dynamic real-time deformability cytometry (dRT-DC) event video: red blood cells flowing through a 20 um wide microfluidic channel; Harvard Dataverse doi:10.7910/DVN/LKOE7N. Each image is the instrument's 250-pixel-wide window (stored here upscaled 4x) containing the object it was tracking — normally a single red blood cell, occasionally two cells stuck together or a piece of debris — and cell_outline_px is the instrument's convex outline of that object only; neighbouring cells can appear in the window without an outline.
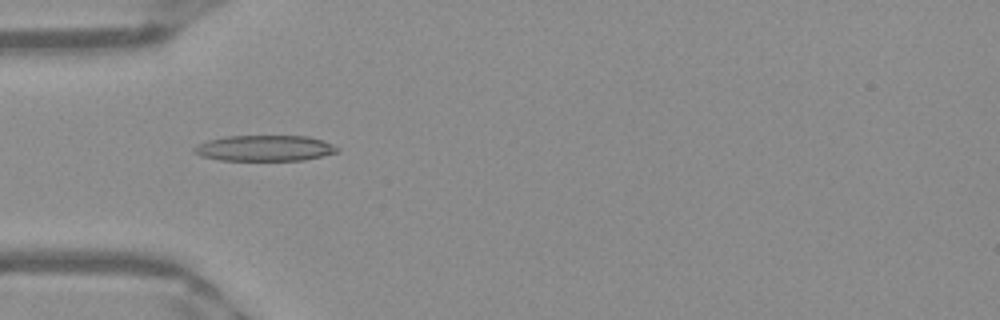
{"species": "Egyptian fruit bat (a non-hibernating species)", "species_latin": "Rousettus aegyptiacus", "temperature_condition": "warm", "stored_images_in_passage": 51, "camera_frame_rate_fps": 3000, "um_per_image_px": 0.085, "frame": {"image": 1, "passage_image": 16, "time_ms": 5.0, "image_size_px": [1000, 320], "cell_outline_px": [[340, 148], [336, 152], [304, 160], [220, 160], [200, 156], [192, 152], [192, 148], [196, 144], [208, 140], [224, 136], [308, 136], [332, 144]], "centroid_in_image_um": [22.42, 12.59], "position_along_channel_um": 62.6, "area_um2": 21.5}}
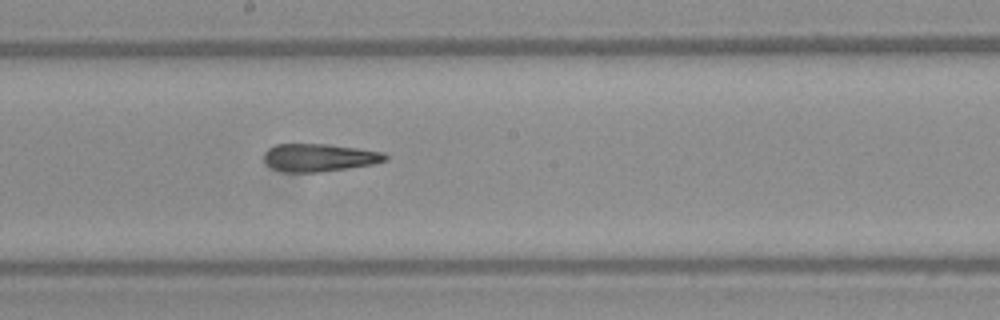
{"frame": {"image": 2, "passage_image": 28, "time_ms": 9.0, "image_size_px": [1000, 320], "cell_outline_px": [[388, 160], [372, 164], [348, 168], [320, 172], [284, 172], [272, 168], [264, 160], [264, 152], [268, 148], [276, 144], [328, 144], [384, 152], [388, 156]], "centroid_in_image_um": [27.13, 13.39], "position_along_channel_um": 221.1, "area_um2": 19.65}}
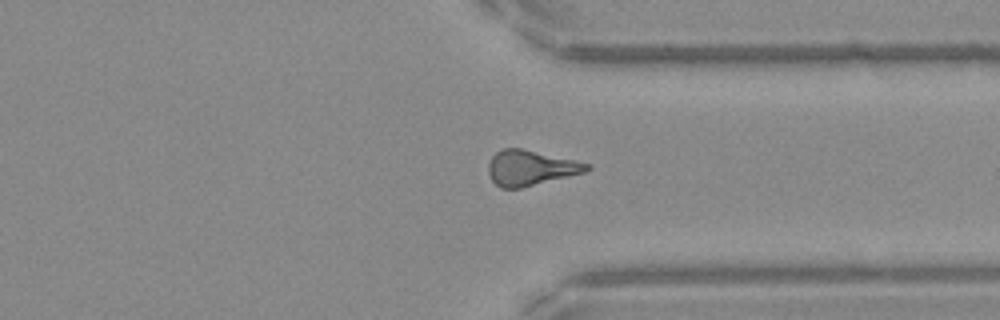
{"frame": {"image": 3, "passage_image": 39, "time_ms": 12.667, "image_size_px": [1000, 320], "cell_outline_px": [[592, 168], [584, 172], [520, 188], [500, 188], [492, 180], [488, 172], [488, 164], [492, 156], [500, 148], [520, 148], [592, 164]], "centroid_in_image_um": [45.07, 14.26], "position_along_channel_um": 366.3, "area_um2": 20.0}, "authors_computed_cell_mechanics": {"area_um2": 20.1144, "velocity_mm_per_s": 3.9753, "shape_relaxation_time_tau1_ms": null, "shape_relaxation_time_tau2_ms": 3.2791, "deformation_change_tau1": null, "deformation_change_tau2": 0.1513}}